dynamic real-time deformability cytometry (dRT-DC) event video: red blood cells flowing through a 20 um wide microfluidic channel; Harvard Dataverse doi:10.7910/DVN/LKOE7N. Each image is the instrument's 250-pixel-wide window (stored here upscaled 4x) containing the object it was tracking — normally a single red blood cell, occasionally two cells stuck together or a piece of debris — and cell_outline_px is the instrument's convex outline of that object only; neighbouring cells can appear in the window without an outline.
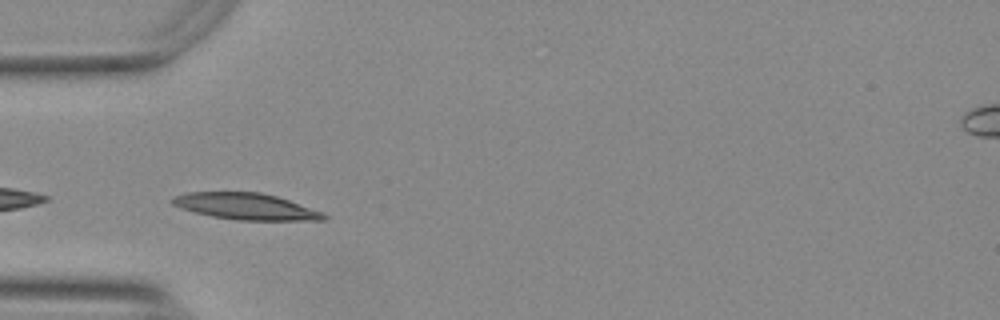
{"species": "Egyptian fruit bat (a non-hibernating species)", "species_latin": "Rousettus aegyptiacus", "temperature_condition": "warm", "stored_images_in_passage": 20, "camera_frame_rate_fps": 3000, "um_per_image_px": 0.085, "animal": {"sex": "female"}, "frame": {"image": 1, "passage_image": 1, "time_ms": 0.0, "image_size_px": [1000, 320], "cell_outline_px": [[328, 216], [324, 220], [236, 220], [212, 216], [196, 212], [172, 204], [168, 200], [172, 196], [188, 192], [260, 192], [276, 196], [324, 212]], "centroid_in_image_um": [20.89, 17.54], "position_along_channel_um": 64.1, "area_um2": 23.24}}